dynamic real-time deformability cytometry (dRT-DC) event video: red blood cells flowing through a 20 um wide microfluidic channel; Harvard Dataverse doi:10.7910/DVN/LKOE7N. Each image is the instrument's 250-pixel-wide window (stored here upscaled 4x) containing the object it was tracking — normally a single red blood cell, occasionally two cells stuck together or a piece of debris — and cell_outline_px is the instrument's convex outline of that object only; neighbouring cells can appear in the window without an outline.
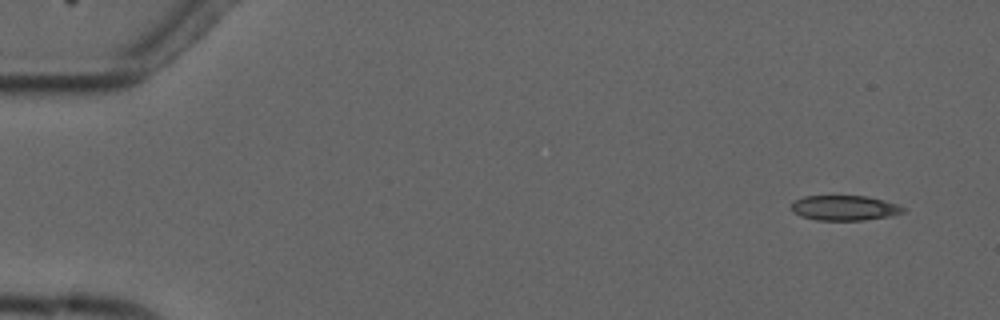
{"species": "common noctule bat (a hibernating species)", "species_latin": "Nyctalus noctula", "temperature_condition": "cold", "stored_images_in_passage": 5, "camera_frame_rate_fps": 3000, "um_per_image_px": 0.085, "animal": {"sex": "male", "forearm_length_mm": 52.5}, "frame": {"image": 1, "passage_image": 2, "time_ms": 1.0, "image_size_px": [1000, 320], "cell_outline_px": [[908, 208], [904, 212], [888, 216], [864, 220], [816, 220], [800, 216], [792, 212], [792, 204], [796, 200], [804, 196], [868, 196], [884, 200]], "centroid_in_image_um": [71.79, 17.67], "position_along_channel_um": 13.2, "area_um2": 16.3}}
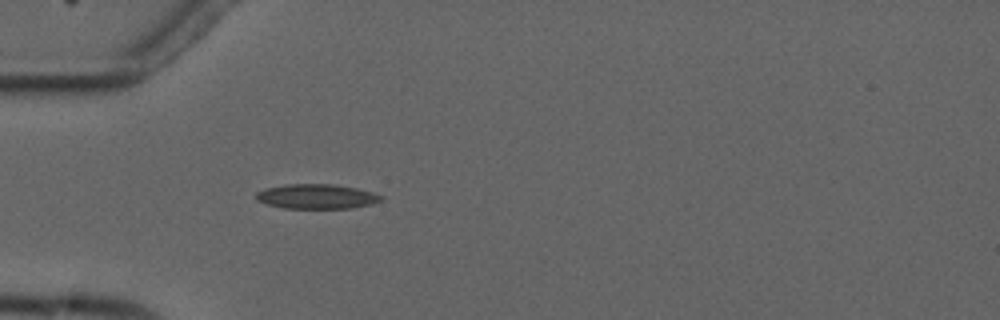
{"frame": {"image": 2, "passage_image": 5, "time_ms": 5.333, "image_size_px": [1000, 320], "cell_outline_px": [[384, 200], [372, 204], [352, 208], [284, 208], [268, 204], [256, 200], [256, 192], [264, 188], [284, 184], [336, 184], [356, 188], [372, 192], [384, 196]], "centroid_in_image_um": [26.93, 16.69], "position_along_channel_um": 58.1, "area_um2": 18.15}}